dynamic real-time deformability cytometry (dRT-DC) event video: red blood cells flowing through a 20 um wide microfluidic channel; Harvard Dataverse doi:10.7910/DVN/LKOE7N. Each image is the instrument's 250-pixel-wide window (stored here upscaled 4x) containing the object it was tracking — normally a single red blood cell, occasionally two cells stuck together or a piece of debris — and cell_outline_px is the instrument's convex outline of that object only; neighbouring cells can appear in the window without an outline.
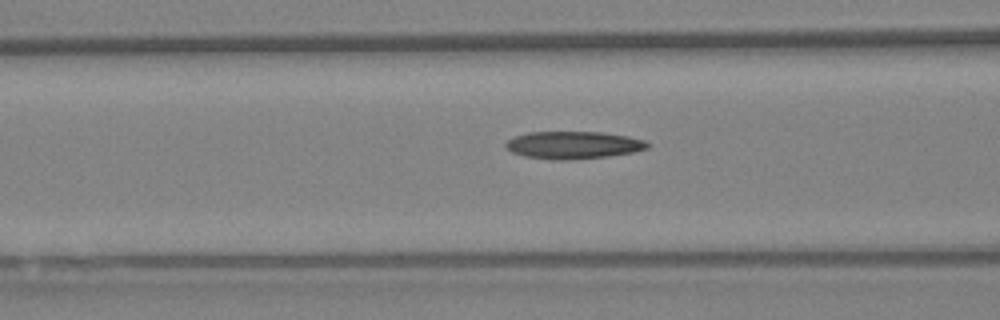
{"species": "Egyptian fruit bat (a non-hibernating species)", "species_latin": "Rousettus aegyptiacus", "temperature_condition": "warm", "stored_images_in_passage": 16, "camera_frame_rate_fps": 3000, "um_per_image_px": 0.085, "animal": {"sex": "female"}, "frame": {"image": 1, "passage_image": 14, "time_ms": 4.333, "image_size_px": [1000, 320], "cell_outline_px": [[652, 144], [648, 148], [632, 152], [608, 156], [560, 160], [524, 156], [512, 152], [504, 144], [508, 140], [516, 136], [528, 132], [600, 132], [628, 136], [644, 140]], "centroid_in_image_um": [48.76, 12.32], "position_along_channel_um": 117.8, "area_um2": 22.43}}